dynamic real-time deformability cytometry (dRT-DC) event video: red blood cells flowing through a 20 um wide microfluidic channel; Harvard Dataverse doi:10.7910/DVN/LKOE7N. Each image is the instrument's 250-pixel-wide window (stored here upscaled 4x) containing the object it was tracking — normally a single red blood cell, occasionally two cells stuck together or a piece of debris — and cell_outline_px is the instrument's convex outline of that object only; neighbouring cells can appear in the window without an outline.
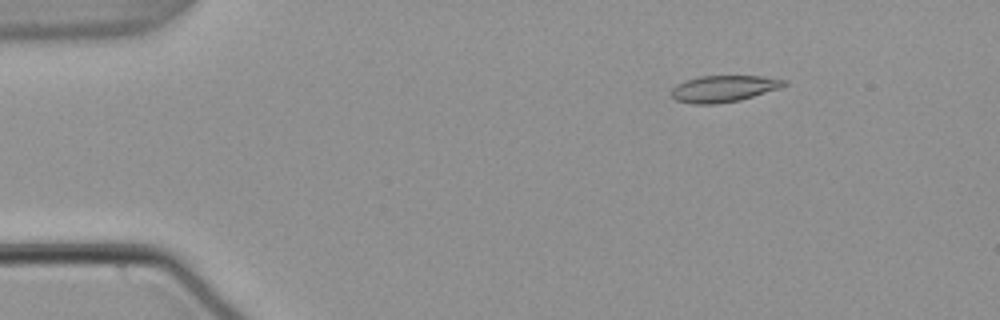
{"species": "common noctule bat (a hibernating species)", "species_latin": "Nyctalus noctula", "temperature_condition": "warm", "stored_images_in_passage": 47, "camera_frame_rate_fps": 3000, "um_per_image_px": 0.085, "animal": {"sex": "male", "body_mass_g": 21.5, "forearm_length_mm": 52.0}, "frame": {"image": 1, "passage_image": 1, "time_ms": 0.0, "image_size_px": [1000, 320], "cell_outline_px": [[788, 84], [780, 88], [740, 100], [716, 104], [696, 104], [676, 100], [672, 96], [672, 88], [676, 84], [684, 80], [700, 76], [760, 76], [788, 80]], "centroid_in_image_um": [61.52, 7.53], "position_along_channel_um": 23.5, "area_um2": 17.46}}
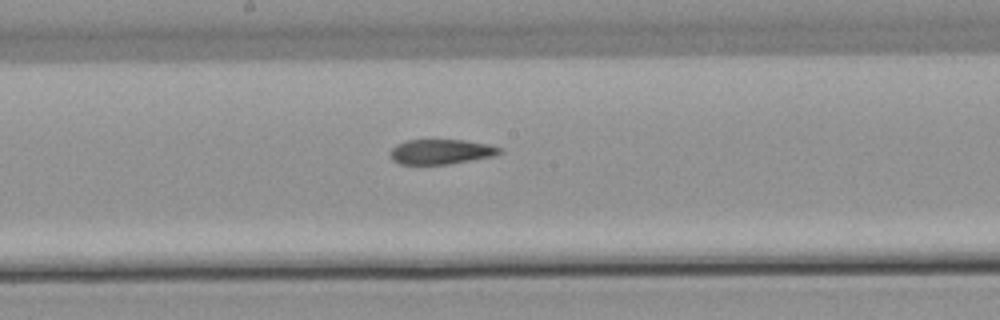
{"frame": {"image": 2, "passage_image": 22, "time_ms": 7.0, "image_size_px": [1000, 320], "cell_outline_px": [[504, 152], [496, 156], [448, 164], [400, 164], [392, 160], [388, 156], [388, 152], [396, 144], [404, 140], [464, 140], [488, 144], [504, 148]], "centroid_in_image_um": [37.5, 12.89], "position_along_channel_um": 210.7, "area_um2": 16.24}}
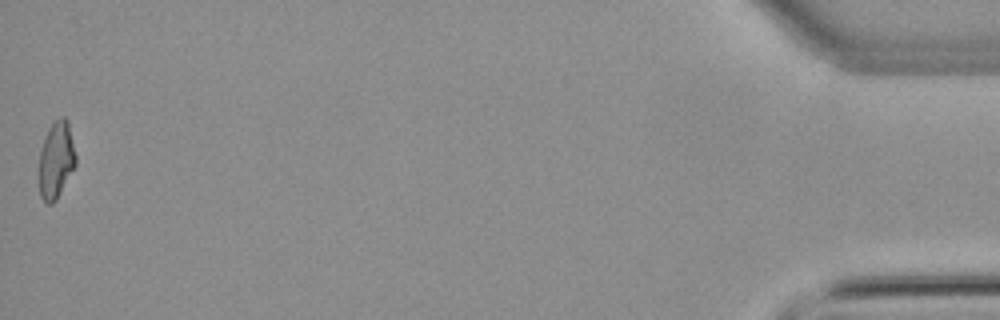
{"frame": {"image": 3, "passage_image": 47, "time_ms": 15.333, "image_size_px": [1000, 320], "cell_outline_px": [[76, 164], [56, 200], [52, 204], [48, 204], [40, 196], [36, 176], [40, 152], [48, 128], [52, 120], [60, 116], [64, 116], [68, 120], [76, 156]], "centroid_in_image_um": [4.73, 13.59], "position_along_channel_um": 430.5, "area_um2": 16.99}, "authors_computed_cell_mechanics": {"area_um2": 17.1088, "velocity_mm_per_s": 3.8112, "shape_relaxation_time_tau1_ms": null, "shape_relaxation_time_tau2_ms": 4.9624, "deformation_change_tau1": null, "deformation_change_tau2": 0.1196}}